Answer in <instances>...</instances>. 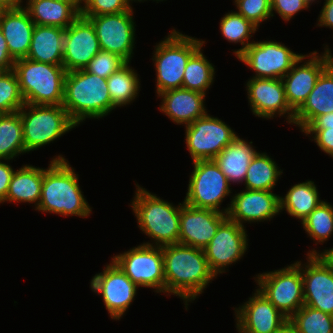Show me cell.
<instances>
[{"label":"cell","mask_w":333,"mask_h":333,"mask_svg":"<svg viewBox=\"0 0 333 333\" xmlns=\"http://www.w3.org/2000/svg\"><path fill=\"white\" fill-rule=\"evenodd\" d=\"M65 29L57 26L35 25L27 59L63 66Z\"/></svg>","instance_id":"obj_26"},{"label":"cell","mask_w":333,"mask_h":333,"mask_svg":"<svg viewBox=\"0 0 333 333\" xmlns=\"http://www.w3.org/2000/svg\"><path fill=\"white\" fill-rule=\"evenodd\" d=\"M319 197L313 181L294 184L284 197L280 196V212L285 210L288 215L301 220L302 223L323 202Z\"/></svg>","instance_id":"obj_30"},{"label":"cell","mask_w":333,"mask_h":333,"mask_svg":"<svg viewBox=\"0 0 333 333\" xmlns=\"http://www.w3.org/2000/svg\"><path fill=\"white\" fill-rule=\"evenodd\" d=\"M278 333H299L297 329L288 320Z\"/></svg>","instance_id":"obj_50"},{"label":"cell","mask_w":333,"mask_h":333,"mask_svg":"<svg viewBox=\"0 0 333 333\" xmlns=\"http://www.w3.org/2000/svg\"><path fill=\"white\" fill-rule=\"evenodd\" d=\"M234 312L238 333H278L289 320L258 289Z\"/></svg>","instance_id":"obj_19"},{"label":"cell","mask_w":333,"mask_h":333,"mask_svg":"<svg viewBox=\"0 0 333 333\" xmlns=\"http://www.w3.org/2000/svg\"><path fill=\"white\" fill-rule=\"evenodd\" d=\"M131 8L126 0H84L80 15L91 17L103 14H117L128 11Z\"/></svg>","instance_id":"obj_41"},{"label":"cell","mask_w":333,"mask_h":333,"mask_svg":"<svg viewBox=\"0 0 333 333\" xmlns=\"http://www.w3.org/2000/svg\"><path fill=\"white\" fill-rule=\"evenodd\" d=\"M133 7L117 14L84 17L93 25L102 51L114 53L131 62L135 48Z\"/></svg>","instance_id":"obj_13"},{"label":"cell","mask_w":333,"mask_h":333,"mask_svg":"<svg viewBox=\"0 0 333 333\" xmlns=\"http://www.w3.org/2000/svg\"><path fill=\"white\" fill-rule=\"evenodd\" d=\"M128 2V4L132 7V3L133 1L135 2H144V0H126Z\"/></svg>","instance_id":"obj_52"},{"label":"cell","mask_w":333,"mask_h":333,"mask_svg":"<svg viewBox=\"0 0 333 333\" xmlns=\"http://www.w3.org/2000/svg\"><path fill=\"white\" fill-rule=\"evenodd\" d=\"M237 12L259 28L272 17L271 0H234Z\"/></svg>","instance_id":"obj_39"},{"label":"cell","mask_w":333,"mask_h":333,"mask_svg":"<svg viewBox=\"0 0 333 333\" xmlns=\"http://www.w3.org/2000/svg\"><path fill=\"white\" fill-rule=\"evenodd\" d=\"M193 163L184 203L196 208H204L227 214L221 204L231 195L232 188L226 176L214 160H198Z\"/></svg>","instance_id":"obj_8"},{"label":"cell","mask_w":333,"mask_h":333,"mask_svg":"<svg viewBox=\"0 0 333 333\" xmlns=\"http://www.w3.org/2000/svg\"><path fill=\"white\" fill-rule=\"evenodd\" d=\"M90 286L94 293L102 296L112 320H119L125 315L139 288L113 260L105 266L103 272L92 277Z\"/></svg>","instance_id":"obj_15"},{"label":"cell","mask_w":333,"mask_h":333,"mask_svg":"<svg viewBox=\"0 0 333 333\" xmlns=\"http://www.w3.org/2000/svg\"><path fill=\"white\" fill-rule=\"evenodd\" d=\"M15 60L10 56L9 49L0 29V71H9L13 69Z\"/></svg>","instance_id":"obj_45"},{"label":"cell","mask_w":333,"mask_h":333,"mask_svg":"<svg viewBox=\"0 0 333 333\" xmlns=\"http://www.w3.org/2000/svg\"><path fill=\"white\" fill-rule=\"evenodd\" d=\"M25 105L13 70L0 71V113L19 111Z\"/></svg>","instance_id":"obj_38"},{"label":"cell","mask_w":333,"mask_h":333,"mask_svg":"<svg viewBox=\"0 0 333 333\" xmlns=\"http://www.w3.org/2000/svg\"><path fill=\"white\" fill-rule=\"evenodd\" d=\"M308 9L304 0H271L272 17L279 14L284 21H289L301 10Z\"/></svg>","instance_id":"obj_42"},{"label":"cell","mask_w":333,"mask_h":333,"mask_svg":"<svg viewBox=\"0 0 333 333\" xmlns=\"http://www.w3.org/2000/svg\"><path fill=\"white\" fill-rule=\"evenodd\" d=\"M205 42L172 29L163 41L155 45L152 60L156 71L157 95L167 90L182 88L186 64Z\"/></svg>","instance_id":"obj_6"},{"label":"cell","mask_w":333,"mask_h":333,"mask_svg":"<svg viewBox=\"0 0 333 333\" xmlns=\"http://www.w3.org/2000/svg\"><path fill=\"white\" fill-rule=\"evenodd\" d=\"M131 202L138 228L146 234L152 242L145 245L165 246L179 243L181 203L174 206L141 187L138 183Z\"/></svg>","instance_id":"obj_4"},{"label":"cell","mask_w":333,"mask_h":333,"mask_svg":"<svg viewBox=\"0 0 333 333\" xmlns=\"http://www.w3.org/2000/svg\"><path fill=\"white\" fill-rule=\"evenodd\" d=\"M201 46L188 60L182 81V88L198 91L206 95V90L212 86L215 68L203 55Z\"/></svg>","instance_id":"obj_34"},{"label":"cell","mask_w":333,"mask_h":333,"mask_svg":"<svg viewBox=\"0 0 333 333\" xmlns=\"http://www.w3.org/2000/svg\"><path fill=\"white\" fill-rule=\"evenodd\" d=\"M316 1L317 0H304V2H305V4H306V6L309 8V6H311L312 5V3L313 2H315L316 3Z\"/></svg>","instance_id":"obj_51"},{"label":"cell","mask_w":333,"mask_h":333,"mask_svg":"<svg viewBox=\"0 0 333 333\" xmlns=\"http://www.w3.org/2000/svg\"><path fill=\"white\" fill-rule=\"evenodd\" d=\"M302 56L276 40H252L237 59L255 72L252 78L282 79Z\"/></svg>","instance_id":"obj_12"},{"label":"cell","mask_w":333,"mask_h":333,"mask_svg":"<svg viewBox=\"0 0 333 333\" xmlns=\"http://www.w3.org/2000/svg\"><path fill=\"white\" fill-rule=\"evenodd\" d=\"M9 162L10 160H0V204L6 199L11 177L15 171Z\"/></svg>","instance_id":"obj_44"},{"label":"cell","mask_w":333,"mask_h":333,"mask_svg":"<svg viewBox=\"0 0 333 333\" xmlns=\"http://www.w3.org/2000/svg\"><path fill=\"white\" fill-rule=\"evenodd\" d=\"M100 50L95 29L87 18L80 15L65 29L63 66L67 72L84 69Z\"/></svg>","instance_id":"obj_21"},{"label":"cell","mask_w":333,"mask_h":333,"mask_svg":"<svg viewBox=\"0 0 333 333\" xmlns=\"http://www.w3.org/2000/svg\"><path fill=\"white\" fill-rule=\"evenodd\" d=\"M26 153L19 111L0 114V160H13Z\"/></svg>","instance_id":"obj_33"},{"label":"cell","mask_w":333,"mask_h":333,"mask_svg":"<svg viewBox=\"0 0 333 333\" xmlns=\"http://www.w3.org/2000/svg\"><path fill=\"white\" fill-rule=\"evenodd\" d=\"M138 287L165 294L162 247L140 244L111 258Z\"/></svg>","instance_id":"obj_10"},{"label":"cell","mask_w":333,"mask_h":333,"mask_svg":"<svg viewBox=\"0 0 333 333\" xmlns=\"http://www.w3.org/2000/svg\"><path fill=\"white\" fill-rule=\"evenodd\" d=\"M333 112V62L321 73L293 124L303 132L318 116Z\"/></svg>","instance_id":"obj_25"},{"label":"cell","mask_w":333,"mask_h":333,"mask_svg":"<svg viewBox=\"0 0 333 333\" xmlns=\"http://www.w3.org/2000/svg\"><path fill=\"white\" fill-rule=\"evenodd\" d=\"M62 106L77 127L87 118L107 116L113 110L107 79L84 69L67 72Z\"/></svg>","instance_id":"obj_3"},{"label":"cell","mask_w":333,"mask_h":333,"mask_svg":"<svg viewBox=\"0 0 333 333\" xmlns=\"http://www.w3.org/2000/svg\"><path fill=\"white\" fill-rule=\"evenodd\" d=\"M126 63L127 62L122 57L111 52L100 50L98 54L90 60L84 70L107 79Z\"/></svg>","instance_id":"obj_40"},{"label":"cell","mask_w":333,"mask_h":333,"mask_svg":"<svg viewBox=\"0 0 333 333\" xmlns=\"http://www.w3.org/2000/svg\"><path fill=\"white\" fill-rule=\"evenodd\" d=\"M34 27L35 24L24 7L2 10L0 29L5 37L10 56L15 61L27 57Z\"/></svg>","instance_id":"obj_24"},{"label":"cell","mask_w":333,"mask_h":333,"mask_svg":"<svg viewBox=\"0 0 333 333\" xmlns=\"http://www.w3.org/2000/svg\"><path fill=\"white\" fill-rule=\"evenodd\" d=\"M245 228L227 218L203 249L209 267L216 276L226 273L225 268L240 261L248 250L249 239Z\"/></svg>","instance_id":"obj_17"},{"label":"cell","mask_w":333,"mask_h":333,"mask_svg":"<svg viewBox=\"0 0 333 333\" xmlns=\"http://www.w3.org/2000/svg\"><path fill=\"white\" fill-rule=\"evenodd\" d=\"M161 99L159 111L163 112L174 124L189 125L207 113L206 95L185 88L167 90L158 94Z\"/></svg>","instance_id":"obj_23"},{"label":"cell","mask_w":333,"mask_h":333,"mask_svg":"<svg viewBox=\"0 0 333 333\" xmlns=\"http://www.w3.org/2000/svg\"><path fill=\"white\" fill-rule=\"evenodd\" d=\"M257 289L288 319L304 305L301 268L294 262L287 267L259 273Z\"/></svg>","instance_id":"obj_9"},{"label":"cell","mask_w":333,"mask_h":333,"mask_svg":"<svg viewBox=\"0 0 333 333\" xmlns=\"http://www.w3.org/2000/svg\"><path fill=\"white\" fill-rule=\"evenodd\" d=\"M23 7L35 25L66 29L80 16L70 4L57 0H26Z\"/></svg>","instance_id":"obj_29"},{"label":"cell","mask_w":333,"mask_h":333,"mask_svg":"<svg viewBox=\"0 0 333 333\" xmlns=\"http://www.w3.org/2000/svg\"><path fill=\"white\" fill-rule=\"evenodd\" d=\"M185 128V144L193 162L213 160L238 136L229 125L208 112Z\"/></svg>","instance_id":"obj_11"},{"label":"cell","mask_w":333,"mask_h":333,"mask_svg":"<svg viewBox=\"0 0 333 333\" xmlns=\"http://www.w3.org/2000/svg\"><path fill=\"white\" fill-rule=\"evenodd\" d=\"M220 32L230 43H240L242 47L233 51L237 58L252 42L250 37L259 29L249 20H246L237 11L226 13L221 17Z\"/></svg>","instance_id":"obj_35"},{"label":"cell","mask_w":333,"mask_h":333,"mask_svg":"<svg viewBox=\"0 0 333 333\" xmlns=\"http://www.w3.org/2000/svg\"><path fill=\"white\" fill-rule=\"evenodd\" d=\"M165 293L183 300L187 310L217 276L210 269L204 250L180 243L162 246Z\"/></svg>","instance_id":"obj_1"},{"label":"cell","mask_w":333,"mask_h":333,"mask_svg":"<svg viewBox=\"0 0 333 333\" xmlns=\"http://www.w3.org/2000/svg\"><path fill=\"white\" fill-rule=\"evenodd\" d=\"M44 168L23 165L14 171L6 194L2 202L29 203L35 205V210L41 198Z\"/></svg>","instance_id":"obj_28"},{"label":"cell","mask_w":333,"mask_h":333,"mask_svg":"<svg viewBox=\"0 0 333 333\" xmlns=\"http://www.w3.org/2000/svg\"><path fill=\"white\" fill-rule=\"evenodd\" d=\"M305 232L315 244H323L333 234V206L323 201L301 223Z\"/></svg>","instance_id":"obj_36"},{"label":"cell","mask_w":333,"mask_h":333,"mask_svg":"<svg viewBox=\"0 0 333 333\" xmlns=\"http://www.w3.org/2000/svg\"><path fill=\"white\" fill-rule=\"evenodd\" d=\"M246 90L250 109L256 117L268 120L276 115L284 116L293 125L295 112L287 102L282 79L250 78Z\"/></svg>","instance_id":"obj_18"},{"label":"cell","mask_w":333,"mask_h":333,"mask_svg":"<svg viewBox=\"0 0 333 333\" xmlns=\"http://www.w3.org/2000/svg\"><path fill=\"white\" fill-rule=\"evenodd\" d=\"M303 133L312 136L310 140L314 141L321 151L333 158V128L305 129Z\"/></svg>","instance_id":"obj_43"},{"label":"cell","mask_w":333,"mask_h":333,"mask_svg":"<svg viewBox=\"0 0 333 333\" xmlns=\"http://www.w3.org/2000/svg\"><path fill=\"white\" fill-rule=\"evenodd\" d=\"M12 70L25 103L62 105L67 73L64 66L22 58L15 61Z\"/></svg>","instance_id":"obj_5"},{"label":"cell","mask_w":333,"mask_h":333,"mask_svg":"<svg viewBox=\"0 0 333 333\" xmlns=\"http://www.w3.org/2000/svg\"><path fill=\"white\" fill-rule=\"evenodd\" d=\"M19 113L26 153L53 143L77 126L62 105L25 103Z\"/></svg>","instance_id":"obj_7"},{"label":"cell","mask_w":333,"mask_h":333,"mask_svg":"<svg viewBox=\"0 0 333 333\" xmlns=\"http://www.w3.org/2000/svg\"><path fill=\"white\" fill-rule=\"evenodd\" d=\"M23 0H0V6L3 9H16L23 7Z\"/></svg>","instance_id":"obj_48"},{"label":"cell","mask_w":333,"mask_h":333,"mask_svg":"<svg viewBox=\"0 0 333 333\" xmlns=\"http://www.w3.org/2000/svg\"><path fill=\"white\" fill-rule=\"evenodd\" d=\"M227 218L244 226V223L270 221L280 214V196L273 191L244 189L231 195Z\"/></svg>","instance_id":"obj_20"},{"label":"cell","mask_w":333,"mask_h":333,"mask_svg":"<svg viewBox=\"0 0 333 333\" xmlns=\"http://www.w3.org/2000/svg\"><path fill=\"white\" fill-rule=\"evenodd\" d=\"M325 47L321 54L317 51L304 54L282 78L287 102L295 113L307 100L321 73L333 62L330 48Z\"/></svg>","instance_id":"obj_14"},{"label":"cell","mask_w":333,"mask_h":333,"mask_svg":"<svg viewBox=\"0 0 333 333\" xmlns=\"http://www.w3.org/2000/svg\"><path fill=\"white\" fill-rule=\"evenodd\" d=\"M78 179V174L63 155L54 156L48 168H44L41 198L36 210L87 218L92 207L86 201Z\"/></svg>","instance_id":"obj_2"},{"label":"cell","mask_w":333,"mask_h":333,"mask_svg":"<svg viewBox=\"0 0 333 333\" xmlns=\"http://www.w3.org/2000/svg\"><path fill=\"white\" fill-rule=\"evenodd\" d=\"M226 219L227 214L192 207L183 201L180 210L179 243L203 250Z\"/></svg>","instance_id":"obj_22"},{"label":"cell","mask_w":333,"mask_h":333,"mask_svg":"<svg viewBox=\"0 0 333 333\" xmlns=\"http://www.w3.org/2000/svg\"><path fill=\"white\" fill-rule=\"evenodd\" d=\"M299 333H333V316L303 305L290 319Z\"/></svg>","instance_id":"obj_37"},{"label":"cell","mask_w":333,"mask_h":333,"mask_svg":"<svg viewBox=\"0 0 333 333\" xmlns=\"http://www.w3.org/2000/svg\"><path fill=\"white\" fill-rule=\"evenodd\" d=\"M317 26L333 29V0H325L318 16Z\"/></svg>","instance_id":"obj_46"},{"label":"cell","mask_w":333,"mask_h":333,"mask_svg":"<svg viewBox=\"0 0 333 333\" xmlns=\"http://www.w3.org/2000/svg\"><path fill=\"white\" fill-rule=\"evenodd\" d=\"M252 143L237 136L213 159L230 185L243 183L245 180L248 166L258 153Z\"/></svg>","instance_id":"obj_27"},{"label":"cell","mask_w":333,"mask_h":333,"mask_svg":"<svg viewBox=\"0 0 333 333\" xmlns=\"http://www.w3.org/2000/svg\"><path fill=\"white\" fill-rule=\"evenodd\" d=\"M278 167L271 156L269 157L265 152H258L248 166L244 180L245 189L274 190L279 177L283 173V170H279Z\"/></svg>","instance_id":"obj_31"},{"label":"cell","mask_w":333,"mask_h":333,"mask_svg":"<svg viewBox=\"0 0 333 333\" xmlns=\"http://www.w3.org/2000/svg\"><path fill=\"white\" fill-rule=\"evenodd\" d=\"M333 128V112L318 116L306 129Z\"/></svg>","instance_id":"obj_47"},{"label":"cell","mask_w":333,"mask_h":333,"mask_svg":"<svg viewBox=\"0 0 333 333\" xmlns=\"http://www.w3.org/2000/svg\"><path fill=\"white\" fill-rule=\"evenodd\" d=\"M130 63L127 62L107 78L113 110L131 104L140 92L139 74L130 66Z\"/></svg>","instance_id":"obj_32"},{"label":"cell","mask_w":333,"mask_h":333,"mask_svg":"<svg viewBox=\"0 0 333 333\" xmlns=\"http://www.w3.org/2000/svg\"><path fill=\"white\" fill-rule=\"evenodd\" d=\"M70 4L79 14L84 5V0H57ZM82 4V5H81Z\"/></svg>","instance_id":"obj_49"},{"label":"cell","mask_w":333,"mask_h":333,"mask_svg":"<svg viewBox=\"0 0 333 333\" xmlns=\"http://www.w3.org/2000/svg\"><path fill=\"white\" fill-rule=\"evenodd\" d=\"M144 1H147V0H144ZM153 1H156L158 3V1L160 2V1H164V0H153Z\"/></svg>","instance_id":"obj_53"},{"label":"cell","mask_w":333,"mask_h":333,"mask_svg":"<svg viewBox=\"0 0 333 333\" xmlns=\"http://www.w3.org/2000/svg\"><path fill=\"white\" fill-rule=\"evenodd\" d=\"M301 268L304 305L333 316V266L323 255H307Z\"/></svg>","instance_id":"obj_16"}]
</instances>
